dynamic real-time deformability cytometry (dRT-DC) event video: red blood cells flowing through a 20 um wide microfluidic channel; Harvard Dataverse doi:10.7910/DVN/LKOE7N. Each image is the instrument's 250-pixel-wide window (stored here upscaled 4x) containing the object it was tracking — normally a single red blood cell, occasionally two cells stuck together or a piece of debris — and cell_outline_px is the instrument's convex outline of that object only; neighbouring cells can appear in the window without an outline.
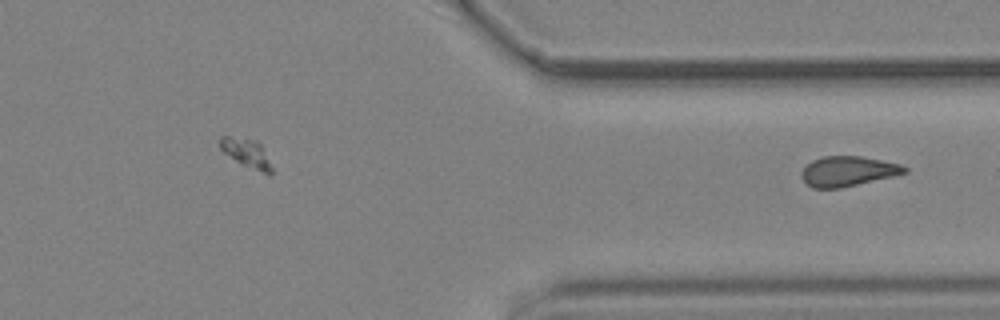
{"species": "common noctule bat (a hibernating species)", "species_latin": "Nyctalus noctula", "temperature_condition": "cold", "stored_images_in_passage": 36, "camera_frame_rate_fps": 3000, "um_per_image_px": 0.085, "animal": {"sex": "male", "body_mass_g": 19.2, "forearm_length_mm": 51.8}, "frame": {"image": 1, "passage_image": 36, "time_ms": 11.667, "image_size_px": [1000, 320], "cell_outline_px": [[908, 172], [892, 176], [840, 188], [812, 188], [800, 176], [800, 172], [812, 160], [824, 156], [860, 156], [900, 164], [908, 168]], "centroid_in_image_um": [72.05, 14.55], "position_along_channel_um": 339.4, "area_um2": 17.8}}